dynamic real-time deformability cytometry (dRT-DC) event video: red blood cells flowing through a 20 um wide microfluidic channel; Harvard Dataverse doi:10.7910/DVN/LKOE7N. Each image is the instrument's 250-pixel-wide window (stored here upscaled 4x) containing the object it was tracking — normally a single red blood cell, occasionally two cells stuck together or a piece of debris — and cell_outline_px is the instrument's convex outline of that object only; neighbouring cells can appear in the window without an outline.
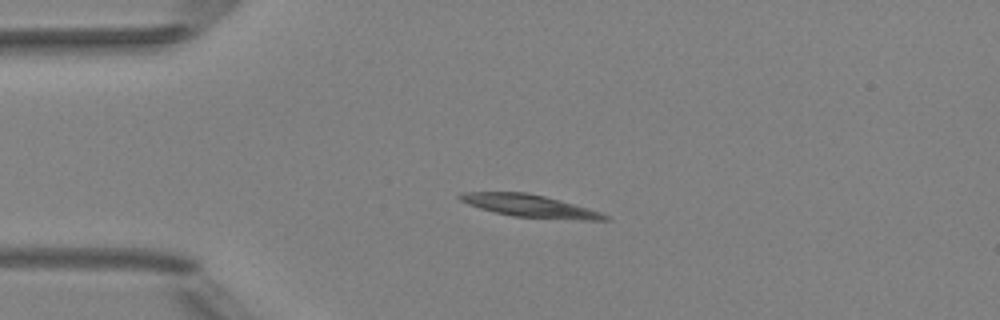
{"species": "Egyptian fruit bat (a non-hibernating species)", "species_latin": "Rousettus aegyptiacus", "temperature_condition": "room temperature", "stored_images_in_passage": 4, "camera_frame_rate_fps": 3000, "um_per_image_px": 0.085, "animal": {"sex": "female"}, "frame": {"image": 1, "passage_image": 3, "time_ms": 2.333, "image_size_px": [1000, 320], "cell_outline_px": [[608, 220], [580, 220], [512, 216], [480, 208], [468, 204], [460, 200], [456, 196], [460, 192], [528, 192], [560, 200], [588, 208], [600, 212], [608, 216]], "centroid_in_image_um": [45.0, 17.49], "position_along_channel_um": 40.0, "area_um2": 18.79}}